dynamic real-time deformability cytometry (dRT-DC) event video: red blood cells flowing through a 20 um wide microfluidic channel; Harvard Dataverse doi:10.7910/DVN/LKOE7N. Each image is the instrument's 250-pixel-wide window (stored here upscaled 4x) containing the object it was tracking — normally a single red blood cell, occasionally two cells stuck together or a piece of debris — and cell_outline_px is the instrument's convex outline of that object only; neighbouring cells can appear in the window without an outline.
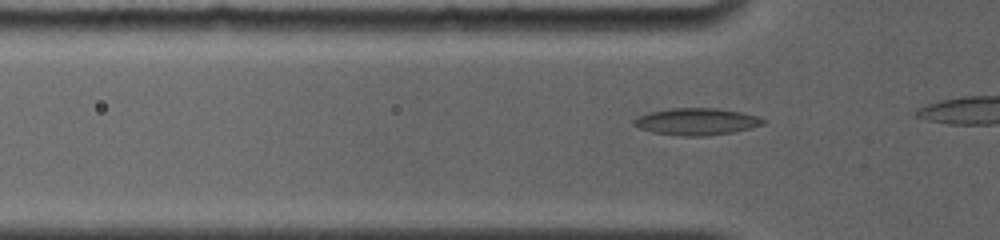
{"species": "common noctule bat (a hibernating species)", "species_latin": "Nyctalus noctula", "temperature_condition": "room temperature", "stored_images_in_passage": 11, "camera_frame_rate_fps": 4000, "um_per_image_px": 0.085, "animal": {"sex": "female", "body_mass_g": 19.0, "forearm_length_mm": 56.7}, "frame": {"image": 1, "passage_image": 4, "time_ms": 0.75, "image_size_px": [1000, 240], "cell_outline_px": [[768, 120], [764, 124], [732, 132], [704, 136], [684, 136], [652, 132], [640, 128], [632, 124], [632, 120], [636, 116], [648, 112], [672, 108], [716, 108], [740, 112], [760, 116]], "centroid_in_image_um": [59.19, 10.32], "position_along_channel_um": 66.6, "area_um2": 20.35}}
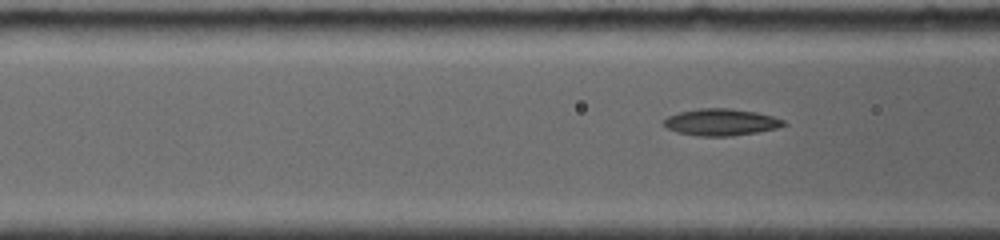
{"frame": {"image": 2, "passage_image": 8, "time_ms": 1.75, "image_size_px": [1000, 240], "cell_outline_px": [[788, 124], [776, 128], [756, 132], [732, 136], [700, 136], [676, 132], [668, 128], [660, 120], [668, 116], [680, 112], [700, 108], [728, 108], [756, 112], [772, 116], [784, 120]], "centroid_in_image_um": [61.27, 10.38], "position_along_channel_um": 105.3, "area_um2": 18.67}}